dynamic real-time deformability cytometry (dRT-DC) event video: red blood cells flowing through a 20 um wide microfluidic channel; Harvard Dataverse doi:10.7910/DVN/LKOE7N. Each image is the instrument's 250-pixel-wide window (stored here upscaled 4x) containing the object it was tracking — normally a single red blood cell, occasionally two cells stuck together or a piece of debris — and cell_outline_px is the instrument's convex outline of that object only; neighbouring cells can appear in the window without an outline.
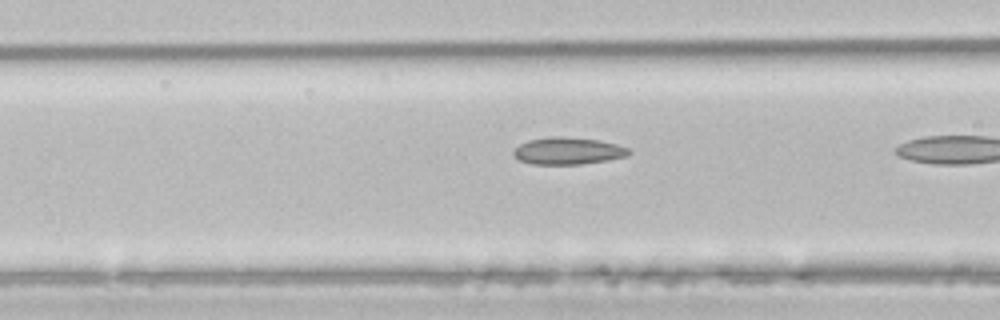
{"species": "common noctule bat (a hibernating species)", "species_latin": "Nyctalus noctula", "temperature_condition": "room temperature", "stored_images_in_passage": 8, "camera_frame_rate_fps": 3000, "um_per_image_px": 0.085, "animal": {"sex": "male", "body_mass_g": 21.5, "forearm_length_mm": 52.0}, "frame": {"image": 1, "passage_image": 7, "time_ms": 2.0, "image_size_px": [1000, 320], "cell_outline_px": [[632, 152], [628, 156], [608, 160], [580, 164], [532, 164], [520, 160], [512, 152], [520, 144], [528, 140], [548, 136], [560, 136], [600, 140], [616, 144], [628, 148]], "centroid_in_image_um": [48.3, 12.82], "position_along_channel_um": 118.3, "area_um2": 18.21}}